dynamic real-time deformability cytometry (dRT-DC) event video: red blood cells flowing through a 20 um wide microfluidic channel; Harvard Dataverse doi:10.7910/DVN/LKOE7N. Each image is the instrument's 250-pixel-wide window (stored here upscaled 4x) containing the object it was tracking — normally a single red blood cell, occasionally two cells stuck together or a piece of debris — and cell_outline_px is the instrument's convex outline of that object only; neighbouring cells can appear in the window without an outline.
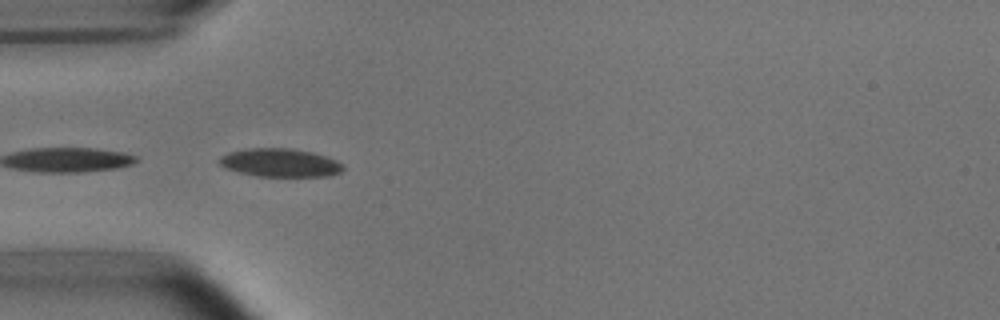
{"species": "common noctule bat (a hibernating species)", "species_latin": "Nyctalus noctula", "temperature_condition": "room temperature", "stored_images_in_passage": 8, "camera_frame_rate_fps": 3000, "um_per_image_px": 0.085, "animal": {"sex": "male", "body_mass_g": 15.6}, "frame": {"image": 1, "passage_image": 5, "time_ms": 1.333, "image_size_px": [1000, 320], "cell_outline_px": [[344, 168], [340, 172], [328, 176], [260, 176], [240, 172], [228, 168], [220, 164], [220, 156], [228, 152], [248, 148], [288, 148], [312, 152], [328, 156], [344, 164]], "centroid_in_image_um": [23.86, 13.82], "position_along_channel_um": 61.1, "area_um2": 20.29}}